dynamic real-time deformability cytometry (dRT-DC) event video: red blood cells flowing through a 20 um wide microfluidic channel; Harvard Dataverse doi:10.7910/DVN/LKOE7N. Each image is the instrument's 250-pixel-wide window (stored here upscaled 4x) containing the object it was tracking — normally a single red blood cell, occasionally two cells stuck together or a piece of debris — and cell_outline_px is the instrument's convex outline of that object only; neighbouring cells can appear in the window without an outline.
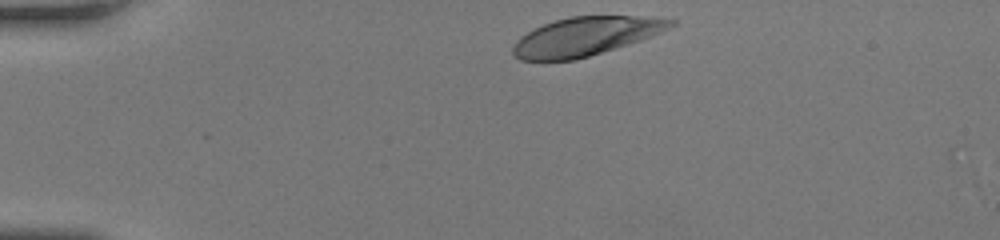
{"species": "human", "species_latin": "Homo sapiens", "temperature_condition": "room temperature", "stored_images_in_passage": 32, "camera_frame_rate_fps": 3000, "um_per_image_px": 0.085, "donor": {"sex": "female"}, "frame": {"image": 1, "passage_image": 1, "time_ms": 0.0, "image_size_px": [1000, 240], "cell_outline_px": [[676, 24], [660, 32], [640, 40], [628, 44], [576, 60], [520, 60], [512, 52], [512, 48], [516, 40], [520, 36], [544, 24], [556, 20], [572, 16], [636, 16], [676, 20]], "centroid_in_image_um": [49.74, 3.09], "position_along_channel_um": 35.3, "area_um2": 34.97}}
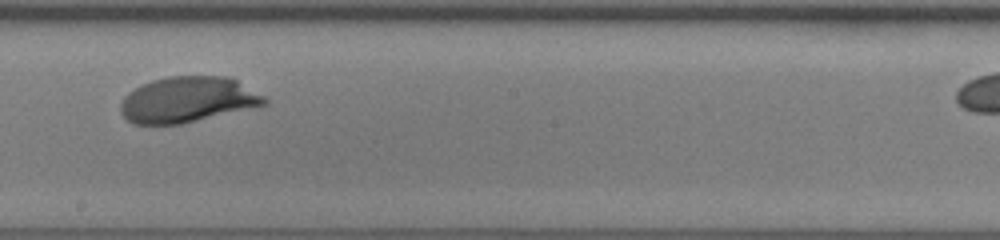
{"frame": {"image": 2, "passage_image": 20, "time_ms": 6.333, "image_size_px": [1000, 240], "cell_outline_px": [[268, 104], [180, 124], [132, 124], [120, 112], [120, 104], [124, 96], [128, 92], [140, 84], [152, 80], [168, 76], [224, 76], [236, 80], [264, 96], [268, 100]], "centroid_in_image_um": [15.91, 8.46], "position_along_channel_um": 232.3, "area_um2": 38.21}}
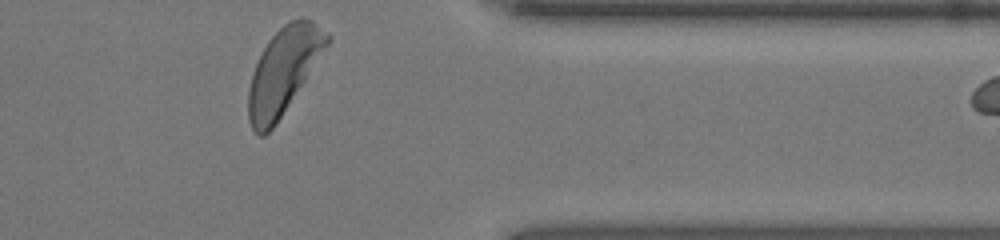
{"frame": {"image": 3, "passage_image": 32, "time_ms": 10.333, "image_size_px": [1000, 240], "cell_outline_px": [[332, 40], [276, 124], [264, 136], [260, 136], [252, 128], [248, 120], [248, 88], [252, 72], [268, 40], [288, 20], [300, 16], [304, 16], [312, 20], [328, 32], [332, 36]], "centroid_in_image_um": [24.12, 5.98], "position_along_channel_um": 387.3, "area_um2": 39.42}, "authors_computed_cell_mechanics": {"area_um2": 37.9168, "velocity_mm_per_s": 4.1049, "shape_relaxation_time_tau1_ms": 2.2381, "shape_relaxation_time_tau2_ms": null, "deformation_change_tau1": 0.1648, "deformation_change_tau2": null}}